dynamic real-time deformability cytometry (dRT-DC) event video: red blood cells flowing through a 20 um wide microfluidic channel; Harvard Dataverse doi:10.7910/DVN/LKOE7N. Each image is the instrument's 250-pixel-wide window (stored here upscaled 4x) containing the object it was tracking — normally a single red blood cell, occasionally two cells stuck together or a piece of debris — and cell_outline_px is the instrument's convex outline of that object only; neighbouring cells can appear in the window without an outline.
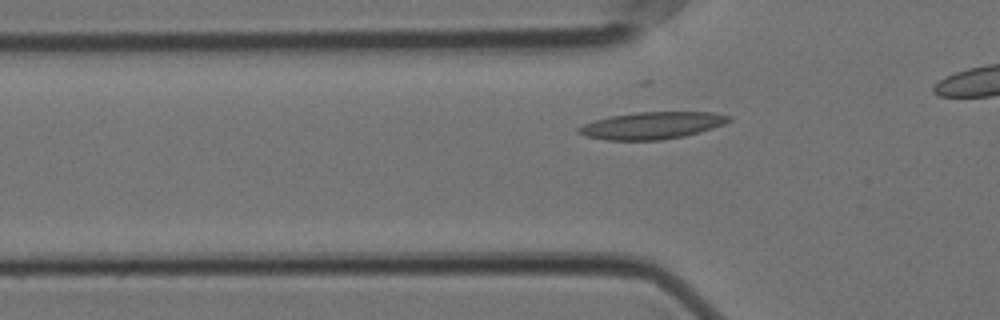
{"species": "Egyptian fruit bat (a non-hibernating species)", "species_latin": "Rousettus aegyptiacus", "temperature_condition": "cold", "stored_images_in_passage": 37, "camera_frame_rate_fps": 3000, "um_per_image_px": 0.085, "animal": {"sex": "female"}, "frame": {"image": 1, "passage_image": 9, "time_ms": 2.667, "image_size_px": [1000, 320], "cell_outline_px": [[732, 120], [724, 124], [700, 132], [684, 136], [660, 140], [604, 140], [584, 136], [576, 132], [576, 128], [584, 124], [596, 120], [612, 116], [636, 112], [712, 112], [732, 116]], "centroid_in_image_um": [55.42, 10.67], "position_along_channel_um": 70.4, "area_um2": 23.76}}
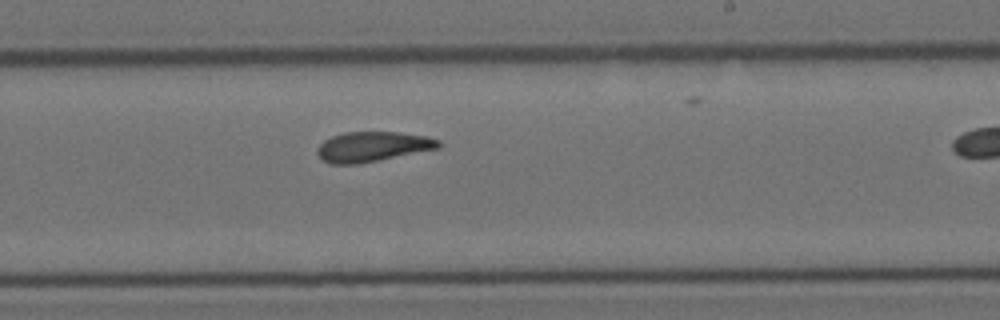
{"frame": {"image": 2, "passage_image": 25, "time_ms": 8.0, "image_size_px": [1000, 320], "cell_outline_px": [[440, 148], [356, 164], [332, 164], [324, 160], [316, 152], [316, 148], [324, 140], [332, 136], [344, 132], [400, 132], [428, 136], [440, 140]], "centroid_in_image_um": [31.68, 12.45], "position_along_channel_um": 257.3, "area_um2": 21.1}}
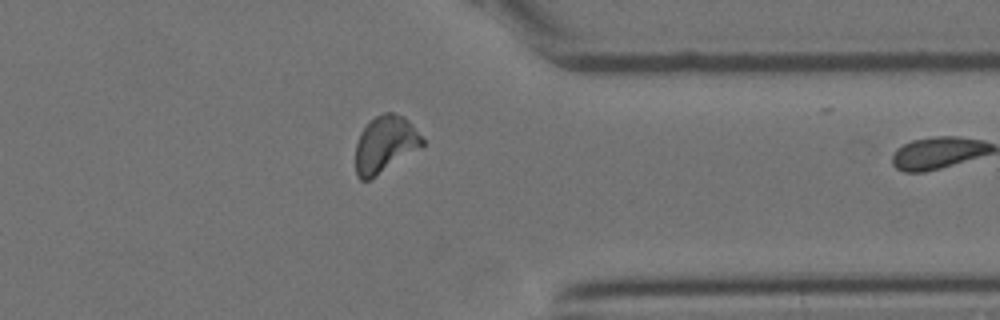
{"frame": {"image": 3, "passage_image": 36, "time_ms": 11.667, "image_size_px": [1000, 320], "cell_outline_px": [[424, 144], [368, 180], [360, 180], [356, 176], [356, 144], [360, 132], [376, 116], [384, 112], [392, 112], [404, 116], [408, 120], [424, 140]], "centroid_in_image_um": [32.7, 12.24], "position_along_channel_um": 378.7, "area_um2": 21.39}}